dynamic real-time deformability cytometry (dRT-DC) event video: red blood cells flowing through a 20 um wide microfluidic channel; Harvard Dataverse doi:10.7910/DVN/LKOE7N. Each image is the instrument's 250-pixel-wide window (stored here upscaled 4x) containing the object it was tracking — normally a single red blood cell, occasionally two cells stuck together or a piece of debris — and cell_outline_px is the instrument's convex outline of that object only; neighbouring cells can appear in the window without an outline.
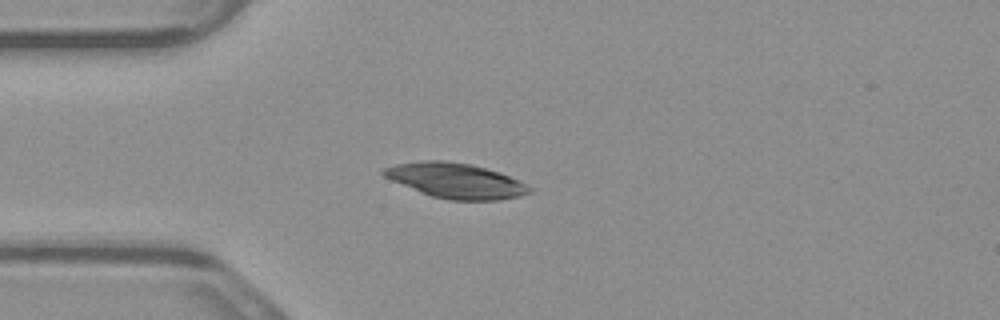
{"species": "common noctule bat (a hibernating species)", "species_latin": "Nyctalus noctula", "temperature_condition": "warm", "stored_images_in_passage": 2, "camera_frame_rate_fps": 3000, "um_per_image_px": 0.085, "animal": {"sex": "male", "body_mass_g": 23.1, "forearm_length_mm": 52.7}, "frame": {"image": 1, "passage_image": 1, "time_ms": 0.0, "image_size_px": [1000, 320], "cell_outline_px": [[532, 192], [520, 196], [500, 200], [448, 200], [432, 196], [420, 192], [392, 180], [384, 176], [380, 172], [384, 168], [396, 164], [424, 160], [444, 160], [472, 164], [508, 176], [532, 188]], "centroid_in_image_um": [38.71, 15.36], "position_along_channel_um": 46.3, "area_um2": 29.48}}